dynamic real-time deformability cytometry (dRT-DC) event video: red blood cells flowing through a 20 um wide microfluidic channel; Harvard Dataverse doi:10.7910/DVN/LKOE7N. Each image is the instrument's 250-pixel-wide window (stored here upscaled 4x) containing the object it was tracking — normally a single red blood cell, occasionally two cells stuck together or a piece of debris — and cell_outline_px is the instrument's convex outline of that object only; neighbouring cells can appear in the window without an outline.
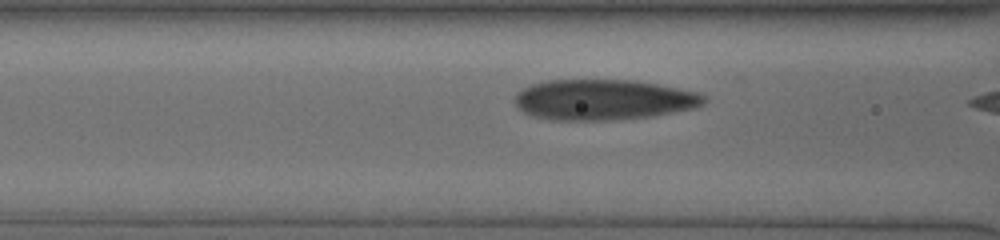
{"species": "human", "species_latin": "Homo sapiens", "temperature_condition": "cold", "stored_images_in_passage": 16, "camera_frame_rate_fps": 3000, "um_per_image_px": 0.085, "donor": {"sex": "male"}, "frame": {"image": 1, "passage_image": 14, "time_ms": 4.333, "image_size_px": [1000, 240], "cell_outline_px": [[708, 100], [704, 104], [696, 108], [652, 116], [608, 120], [556, 120], [536, 116], [524, 112], [516, 104], [516, 92], [532, 84], [548, 80], [636, 80], [696, 92], [708, 96]], "centroid_in_image_um": [51.35, 8.47], "position_along_channel_um": 115.3, "area_um2": 44.51}}